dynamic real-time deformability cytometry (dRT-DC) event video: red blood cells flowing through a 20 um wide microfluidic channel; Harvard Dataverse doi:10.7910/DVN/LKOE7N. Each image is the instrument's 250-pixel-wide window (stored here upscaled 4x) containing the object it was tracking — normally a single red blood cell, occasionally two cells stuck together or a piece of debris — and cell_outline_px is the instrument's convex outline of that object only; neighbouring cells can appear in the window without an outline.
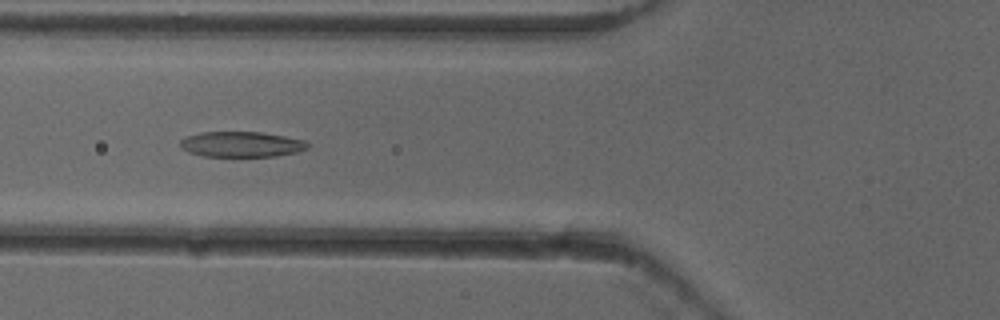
{"species": "common noctule bat (a hibernating species)", "species_latin": "Nyctalus noctula", "temperature_condition": "cold", "stored_images_in_passage": 51, "camera_frame_rate_fps": 3000, "um_per_image_px": 0.085, "animal": {"sex": "female"}, "frame": {"image": 1, "passage_image": 19, "time_ms": 6.0, "image_size_px": [1000, 320], "cell_outline_px": [[308, 148], [300, 152], [276, 156], [204, 156], [188, 152], [180, 148], [180, 140], [184, 136], [200, 132], [260, 132], [284, 136], [304, 140], [308, 144]], "centroid_in_image_um": [20.49, 12.26], "position_along_channel_um": 105.3, "area_um2": 19.02}}
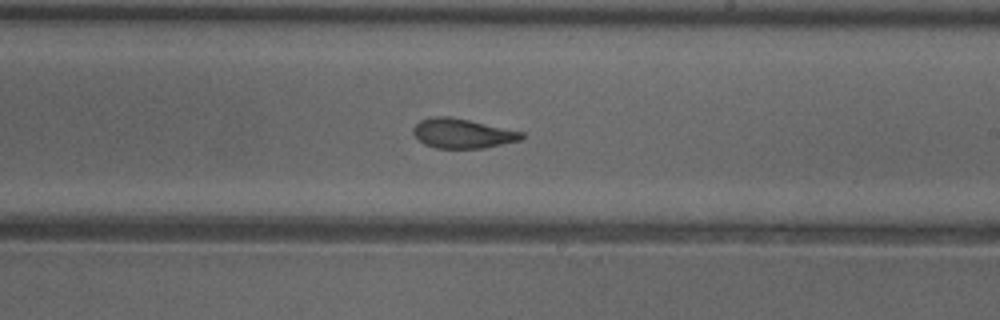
{"frame": {"image": 2, "passage_image": 30, "time_ms": 9.667, "image_size_px": [1000, 320], "cell_outline_px": [[524, 136], [520, 140], [484, 148], [436, 148], [424, 144], [412, 132], [412, 128], [420, 120], [428, 116], [448, 116], [468, 120], [524, 132]], "centroid_in_image_um": [39.28, 11.33], "position_along_channel_um": 249.7, "area_um2": 18.61}}
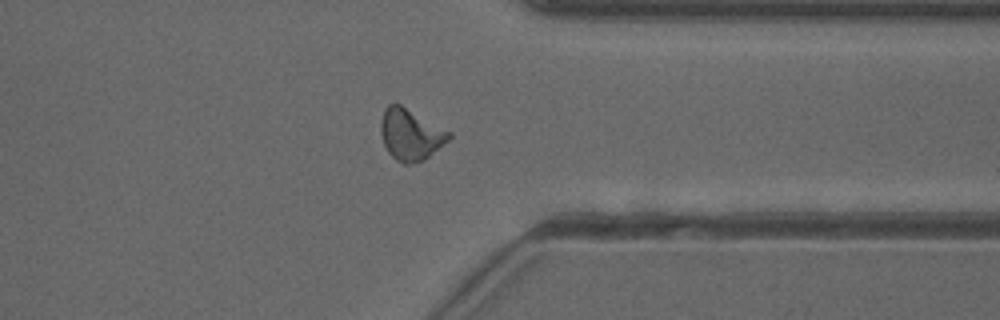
{"frame": {"image": 3, "passage_image": 40, "time_ms": 13.0, "image_size_px": [1000, 320], "cell_outline_px": [[452, 136], [448, 140], [424, 160], [408, 164], [404, 164], [396, 160], [388, 152], [384, 144], [380, 132], [380, 120], [384, 108], [388, 104], [400, 104], [452, 132]], "centroid_in_image_um": [34.88, 11.42], "position_along_channel_um": 376.5, "area_um2": 20.4}, "authors_computed_cell_mechanics": {"area_um2": 19.4786, "velocity_mm_per_s": 3.9208, "shape_relaxation_time_tau1_ms": 5.8757, "shape_relaxation_time_tau2_ms": 2.1676, "deformation_change_tau1": 0.1704, "deformation_change_tau2": 0.0954}}